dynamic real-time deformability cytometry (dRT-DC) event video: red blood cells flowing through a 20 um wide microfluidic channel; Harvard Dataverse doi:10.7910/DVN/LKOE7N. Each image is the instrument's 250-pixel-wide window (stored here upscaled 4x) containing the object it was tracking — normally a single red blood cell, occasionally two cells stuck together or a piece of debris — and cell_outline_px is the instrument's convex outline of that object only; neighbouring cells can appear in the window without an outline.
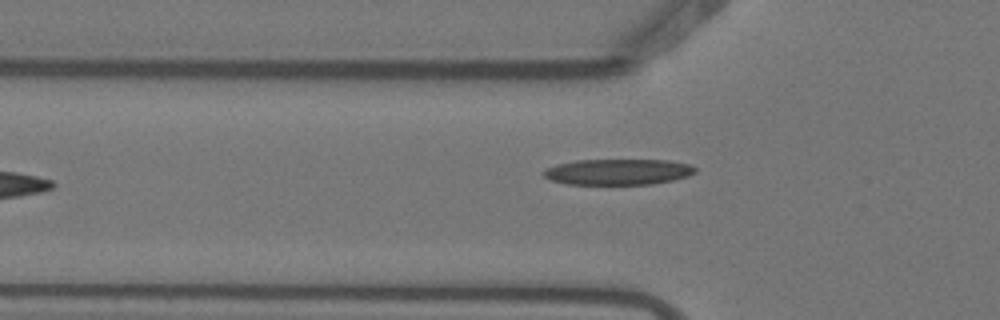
{"species": "Egyptian fruit bat (a non-hibernating species)", "species_latin": "Rousettus aegyptiacus", "temperature_condition": "warm", "stored_images_in_passage": 4, "camera_frame_rate_fps": 3000, "um_per_image_px": 0.085, "animal": {"sex": "female"}, "frame": {"image": 1, "passage_image": 4, "time_ms": 1.0, "image_size_px": [1000, 320], "cell_outline_px": [[696, 172], [688, 176], [672, 180], [652, 184], [568, 184], [552, 180], [544, 176], [540, 172], [556, 164], [576, 160], [668, 160], [692, 164], [696, 168]], "centroid_in_image_um": [52.55, 14.6], "position_along_channel_um": 73.2, "area_um2": 22.89}}